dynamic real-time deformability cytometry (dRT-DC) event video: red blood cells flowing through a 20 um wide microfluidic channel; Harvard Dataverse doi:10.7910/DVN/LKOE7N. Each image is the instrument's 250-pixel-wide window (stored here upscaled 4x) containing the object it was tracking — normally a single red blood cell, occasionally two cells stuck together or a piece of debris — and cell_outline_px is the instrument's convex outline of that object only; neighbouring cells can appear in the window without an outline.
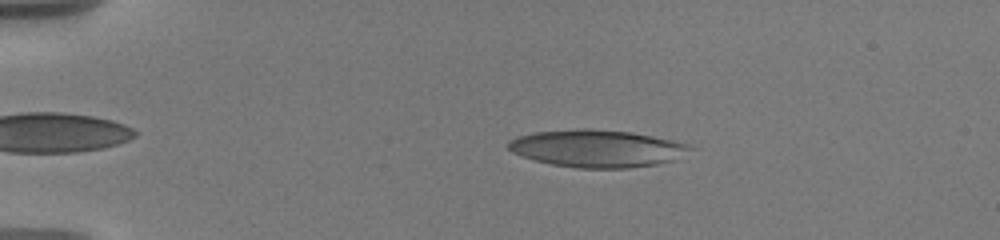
{"species": "human", "species_latin": "Homo sapiens", "temperature_condition": "warm", "stored_images_in_passage": 28, "camera_frame_rate_fps": 3000, "um_per_image_px": 0.085, "donor": {"sex": "male"}, "frame": {"image": 1, "passage_image": 8, "time_ms": 3.0, "image_size_px": [1000, 240], "cell_outline_px": [[692, 148], [672, 160], [656, 164], [628, 168], [576, 168], [552, 164], [536, 160], [512, 152], [508, 148], [508, 140], [516, 136], [536, 132], [580, 128], [592, 128], [632, 132], [672, 140], [688, 144]], "centroid_in_image_um": [50.7, 12.61], "position_along_channel_um": 34.3, "area_um2": 39.3}}
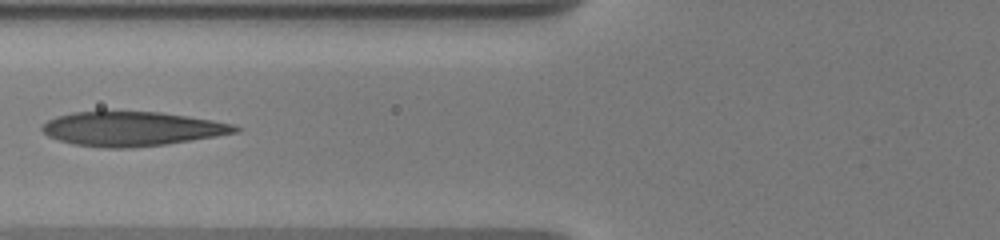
{"frame": {"image": 2, "passage_image": 15, "time_ms": 7.0, "image_size_px": [1000, 240], "cell_outline_px": [[244, 128], [240, 132], [216, 136], [164, 144], [132, 148], [104, 148], [72, 144], [48, 136], [40, 128], [40, 124], [56, 116], [72, 112], [104, 108], [160, 112], [188, 116], [212, 120], [232, 124]], "centroid_in_image_um": [11.15, 10.9], "position_along_channel_um": 114.6, "area_um2": 39.88}}
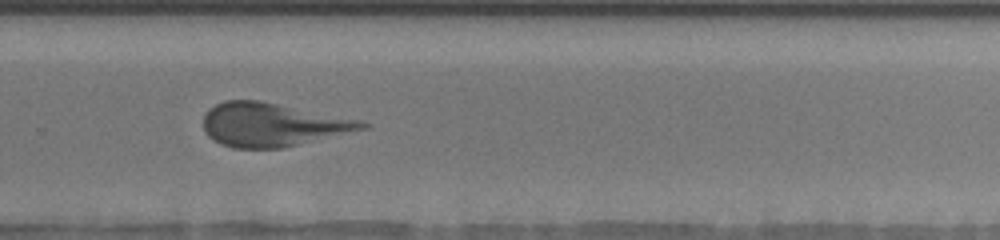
{"frame": {"image": 3, "passage_image": 26, "time_ms": 12.333, "image_size_px": [1000, 240], "cell_outline_px": [[368, 128], [284, 148], [232, 148], [220, 144], [212, 140], [204, 132], [204, 116], [208, 108], [224, 100], [260, 100], [364, 120], [368, 124]], "centroid_in_image_um": [23.15, 10.59], "position_along_channel_um": 306.6, "area_um2": 40.63}}